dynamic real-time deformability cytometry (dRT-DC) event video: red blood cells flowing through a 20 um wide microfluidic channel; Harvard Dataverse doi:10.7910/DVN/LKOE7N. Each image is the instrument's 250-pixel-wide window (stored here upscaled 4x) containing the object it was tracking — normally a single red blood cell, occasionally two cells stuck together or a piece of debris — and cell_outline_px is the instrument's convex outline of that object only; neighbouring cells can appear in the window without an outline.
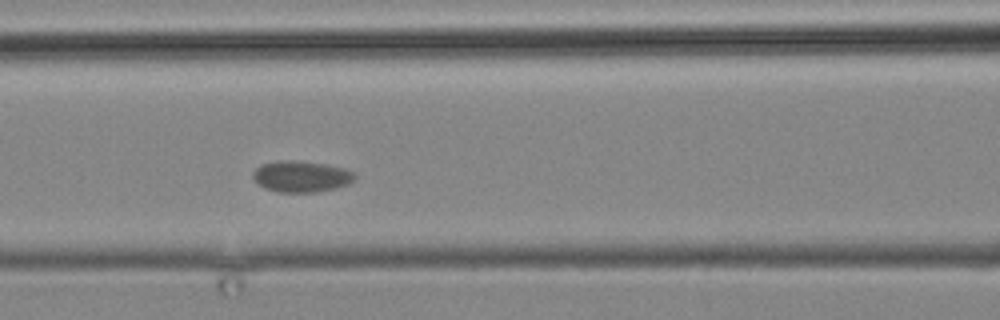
{"species": "common noctule bat (a hibernating species)", "species_latin": "Nyctalus noctula", "temperature_condition": "cold", "stored_images_in_passage": 3, "camera_frame_rate_fps": 3000, "um_per_image_px": 0.085, "animal": {"sex": "male", "body_mass_g": 19.2, "forearm_length_mm": 51.8}, "frame": {"image": 1, "passage_image": 3, "time_ms": 2.333, "image_size_px": [1000, 320], "cell_outline_px": [[356, 176], [348, 184], [336, 188], [316, 192], [276, 192], [264, 188], [256, 184], [252, 176], [252, 172], [260, 164], [276, 160], [296, 160], [324, 164], [344, 168], [356, 172]], "centroid_in_image_um": [25.56, 14.99], "position_along_channel_um": 141.0, "area_um2": 18.84}}